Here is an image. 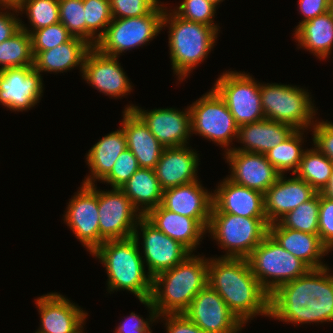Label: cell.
Wrapping results in <instances>:
<instances>
[{
  "mask_svg": "<svg viewBox=\"0 0 333 333\" xmlns=\"http://www.w3.org/2000/svg\"><path fill=\"white\" fill-rule=\"evenodd\" d=\"M328 266L309 269L278 287L269 298V317L294 324L333 322V275Z\"/></svg>",
  "mask_w": 333,
  "mask_h": 333,
  "instance_id": "cell-1",
  "label": "cell"
},
{
  "mask_svg": "<svg viewBox=\"0 0 333 333\" xmlns=\"http://www.w3.org/2000/svg\"><path fill=\"white\" fill-rule=\"evenodd\" d=\"M207 284L222 297L242 324L259 314L269 317L270 295L252 273L247 259H208Z\"/></svg>",
  "mask_w": 333,
  "mask_h": 333,
  "instance_id": "cell-2",
  "label": "cell"
},
{
  "mask_svg": "<svg viewBox=\"0 0 333 333\" xmlns=\"http://www.w3.org/2000/svg\"><path fill=\"white\" fill-rule=\"evenodd\" d=\"M137 228L138 225L133 237L106 240L91 254L105 266L109 291L128 290L139 300H144L151 297L153 277L145 271Z\"/></svg>",
  "mask_w": 333,
  "mask_h": 333,
  "instance_id": "cell-3",
  "label": "cell"
},
{
  "mask_svg": "<svg viewBox=\"0 0 333 333\" xmlns=\"http://www.w3.org/2000/svg\"><path fill=\"white\" fill-rule=\"evenodd\" d=\"M208 281V259L189 255L153 277L151 301L157 316L183 313Z\"/></svg>",
  "mask_w": 333,
  "mask_h": 333,
  "instance_id": "cell-4",
  "label": "cell"
},
{
  "mask_svg": "<svg viewBox=\"0 0 333 333\" xmlns=\"http://www.w3.org/2000/svg\"><path fill=\"white\" fill-rule=\"evenodd\" d=\"M165 7L162 28L169 27V49L172 69L179 80L188 77L192 69L201 63L216 43L219 30L212 26L188 21ZM168 23V25H167Z\"/></svg>",
  "mask_w": 333,
  "mask_h": 333,
  "instance_id": "cell-5",
  "label": "cell"
},
{
  "mask_svg": "<svg viewBox=\"0 0 333 333\" xmlns=\"http://www.w3.org/2000/svg\"><path fill=\"white\" fill-rule=\"evenodd\" d=\"M226 254L222 258H247L269 234L267 218H247L211 213L207 230Z\"/></svg>",
  "mask_w": 333,
  "mask_h": 333,
  "instance_id": "cell-6",
  "label": "cell"
},
{
  "mask_svg": "<svg viewBox=\"0 0 333 333\" xmlns=\"http://www.w3.org/2000/svg\"><path fill=\"white\" fill-rule=\"evenodd\" d=\"M246 259L252 273L269 295L310 269L302 260L285 250L270 234Z\"/></svg>",
  "mask_w": 333,
  "mask_h": 333,
  "instance_id": "cell-7",
  "label": "cell"
},
{
  "mask_svg": "<svg viewBox=\"0 0 333 333\" xmlns=\"http://www.w3.org/2000/svg\"><path fill=\"white\" fill-rule=\"evenodd\" d=\"M260 96L265 119L288 124L302 132L314 125L313 116L318 109H314L309 92L304 89L277 83L260 84Z\"/></svg>",
  "mask_w": 333,
  "mask_h": 333,
  "instance_id": "cell-8",
  "label": "cell"
},
{
  "mask_svg": "<svg viewBox=\"0 0 333 333\" xmlns=\"http://www.w3.org/2000/svg\"><path fill=\"white\" fill-rule=\"evenodd\" d=\"M164 12L161 4L147 15L113 19L94 47L105 55L119 57L122 52L143 46L162 30Z\"/></svg>",
  "mask_w": 333,
  "mask_h": 333,
  "instance_id": "cell-9",
  "label": "cell"
},
{
  "mask_svg": "<svg viewBox=\"0 0 333 333\" xmlns=\"http://www.w3.org/2000/svg\"><path fill=\"white\" fill-rule=\"evenodd\" d=\"M189 107L191 132L198 133L205 139L228 148L226 152L229 151L227 146L238 138L239 126L219 94L212 88Z\"/></svg>",
  "mask_w": 333,
  "mask_h": 333,
  "instance_id": "cell-10",
  "label": "cell"
},
{
  "mask_svg": "<svg viewBox=\"0 0 333 333\" xmlns=\"http://www.w3.org/2000/svg\"><path fill=\"white\" fill-rule=\"evenodd\" d=\"M245 72H225L213 89L224 100L238 126L265 119L261 106L260 83Z\"/></svg>",
  "mask_w": 333,
  "mask_h": 333,
  "instance_id": "cell-11",
  "label": "cell"
},
{
  "mask_svg": "<svg viewBox=\"0 0 333 333\" xmlns=\"http://www.w3.org/2000/svg\"><path fill=\"white\" fill-rule=\"evenodd\" d=\"M98 209L100 245L106 240L134 236L142 215L120 188H112L111 191L98 190Z\"/></svg>",
  "mask_w": 333,
  "mask_h": 333,
  "instance_id": "cell-12",
  "label": "cell"
},
{
  "mask_svg": "<svg viewBox=\"0 0 333 333\" xmlns=\"http://www.w3.org/2000/svg\"><path fill=\"white\" fill-rule=\"evenodd\" d=\"M183 314L206 333H237L242 322L208 284L195 295Z\"/></svg>",
  "mask_w": 333,
  "mask_h": 333,
  "instance_id": "cell-13",
  "label": "cell"
},
{
  "mask_svg": "<svg viewBox=\"0 0 333 333\" xmlns=\"http://www.w3.org/2000/svg\"><path fill=\"white\" fill-rule=\"evenodd\" d=\"M68 203L64 221L90 254L100 246L98 190L82 183Z\"/></svg>",
  "mask_w": 333,
  "mask_h": 333,
  "instance_id": "cell-14",
  "label": "cell"
},
{
  "mask_svg": "<svg viewBox=\"0 0 333 333\" xmlns=\"http://www.w3.org/2000/svg\"><path fill=\"white\" fill-rule=\"evenodd\" d=\"M41 74L34 66L7 68L0 71V103L14 111L30 110L42 96Z\"/></svg>",
  "mask_w": 333,
  "mask_h": 333,
  "instance_id": "cell-15",
  "label": "cell"
},
{
  "mask_svg": "<svg viewBox=\"0 0 333 333\" xmlns=\"http://www.w3.org/2000/svg\"><path fill=\"white\" fill-rule=\"evenodd\" d=\"M143 238V262L147 263L148 274L152 277L175 267L192 252L179 241L157 229L144 216L138 224Z\"/></svg>",
  "mask_w": 333,
  "mask_h": 333,
  "instance_id": "cell-16",
  "label": "cell"
},
{
  "mask_svg": "<svg viewBox=\"0 0 333 333\" xmlns=\"http://www.w3.org/2000/svg\"><path fill=\"white\" fill-rule=\"evenodd\" d=\"M125 110H133L165 148L186 146L192 134L190 107L187 111L156 108L147 112L138 106L127 105Z\"/></svg>",
  "mask_w": 333,
  "mask_h": 333,
  "instance_id": "cell-17",
  "label": "cell"
},
{
  "mask_svg": "<svg viewBox=\"0 0 333 333\" xmlns=\"http://www.w3.org/2000/svg\"><path fill=\"white\" fill-rule=\"evenodd\" d=\"M83 79L111 97H122L132 90L131 83L118 62V57L101 53L92 46L83 62Z\"/></svg>",
  "mask_w": 333,
  "mask_h": 333,
  "instance_id": "cell-18",
  "label": "cell"
},
{
  "mask_svg": "<svg viewBox=\"0 0 333 333\" xmlns=\"http://www.w3.org/2000/svg\"><path fill=\"white\" fill-rule=\"evenodd\" d=\"M225 153L232 170L227 178L241 186L264 194L281 175L267 160L265 154L238 150Z\"/></svg>",
  "mask_w": 333,
  "mask_h": 333,
  "instance_id": "cell-19",
  "label": "cell"
},
{
  "mask_svg": "<svg viewBox=\"0 0 333 333\" xmlns=\"http://www.w3.org/2000/svg\"><path fill=\"white\" fill-rule=\"evenodd\" d=\"M35 301L41 319L36 333H77L83 328L88 313L63 295L49 293Z\"/></svg>",
  "mask_w": 333,
  "mask_h": 333,
  "instance_id": "cell-20",
  "label": "cell"
},
{
  "mask_svg": "<svg viewBox=\"0 0 333 333\" xmlns=\"http://www.w3.org/2000/svg\"><path fill=\"white\" fill-rule=\"evenodd\" d=\"M198 180L163 191L161 206L196 219L206 230L213 207V193L204 190Z\"/></svg>",
  "mask_w": 333,
  "mask_h": 333,
  "instance_id": "cell-21",
  "label": "cell"
},
{
  "mask_svg": "<svg viewBox=\"0 0 333 333\" xmlns=\"http://www.w3.org/2000/svg\"><path fill=\"white\" fill-rule=\"evenodd\" d=\"M277 181L264 193V213L269 224L278 222L287 213L312 199L317 192L304 180L294 176Z\"/></svg>",
  "mask_w": 333,
  "mask_h": 333,
  "instance_id": "cell-22",
  "label": "cell"
},
{
  "mask_svg": "<svg viewBox=\"0 0 333 333\" xmlns=\"http://www.w3.org/2000/svg\"><path fill=\"white\" fill-rule=\"evenodd\" d=\"M211 213H229L247 218H266L264 194L225 178L213 193Z\"/></svg>",
  "mask_w": 333,
  "mask_h": 333,
  "instance_id": "cell-23",
  "label": "cell"
},
{
  "mask_svg": "<svg viewBox=\"0 0 333 333\" xmlns=\"http://www.w3.org/2000/svg\"><path fill=\"white\" fill-rule=\"evenodd\" d=\"M198 154L189 147L164 148L154 168L162 190L192 183L197 179Z\"/></svg>",
  "mask_w": 333,
  "mask_h": 333,
  "instance_id": "cell-24",
  "label": "cell"
},
{
  "mask_svg": "<svg viewBox=\"0 0 333 333\" xmlns=\"http://www.w3.org/2000/svg\"><path fill=\"white\" fill-rule=\"evenodd\" d=\"M123 113L121 127L127 148L137 158L140 168L154 170L165 147L133 110H124Z\"/></svg>",
  "mask_w": 333,
  "mask_h": 333,
  "instance_id": "cell-25",
  "label": "cell"
},
{
  "mask_svg": "<svg viewBox=\"0 0 333 333\" xmlns=\"http://www.w3.org/2000/svg\"><path fill=\"white\" fill-rule=\"evenodd\" d=\"M269 234L288 252L302 260L310 269L325 267L322 256L329 250L319 234H310L283 227L279 222L269 224Z\"/></svg>",
  "mask_w": 333,
  "mask_h": 333,
  "instance_id": "cell-26",
  "label": "cell"
},
{
  "mask_svg": "<svg viewBox=\"0 0 333 333\" xmlns=\"http://www.w3.org/2000/svg\"><path fill=\"white\" fill-rule=\"evenodd\" d=\"M144 217L191 252L199 245L202 236L206 233V229L196 219L176 214L161 205L149 210Z\"/></svg>",
  "mask_w": 333,
  "mask_h": 333,
  "instance_id": "cell-27",
  "label": "cell"
},
{
  "mask_svg": "<svg viewBox=\"0 0 333 333\" xmlns=\"http://www.w3.org/2000/svg\"><path fill=\"white\" fill-rule=\"evenodd\" d=\"M295 130L288 124L269 119L244 124L239 126L237 138L244 147H231L230 150L266 154L285 141Z\"/></svg>",
  "mask_w": 333,
  "mask_h": 333,
  "instance_id": "cell-28",
  "label": "cell"
},
{
  "mask_svg": "<svg viewBox=\"0 0 333 333\" xmlns=\"http://www.w3.org/2000/svg\"><path fill=\"white\" fill-rule=\"evenodd\" d=\"M91 47L84 39L73 36L69 41L50 50L40 51L34 57V69L39 73H63L80 65L82 72L84 58Z\"/></svg>",
  "mask_w": 333,
  "mask_h": 333,
  "instance_id": "cell-29",
  "label": "cell"
},
{
  "mask_svg": "<svg viewBox=\"0 0 333 333\" xmlns=\"http://www.w3.org/2000/svg\"><path fill=\"white\" fill-rule=\"evenodd\" d=\"M126 149V137L122 127L100 139L86 155L91 175L85 178L83 184L93 185L97 179L102 181L111 172L116 160Z\"/></svg>",
  "mask_w": 333,
  "mask_h": 333,
  "instance_id": "cell-30",
  "label": "cell"
},
{
  "mask_svg": "<svg viewBox=\"0 0 333 333\" xmlns=\"http://www.w3.org/2000/svg\"><path fill=\"white\" fill-rule=\"evenodd\" d=\"M300 47L319 59L328 58L333 48V14L328 12L301 23L295 30Z\"/></svg>",
  "mask_w": 333,
  "mask_h": 333,
  "instance_id": "cell-31",
  "label": "cell"
},
{
  "mask_svg": "<svg viewBox=\"0 0 333 333\" xmlns=\"http://www.w3.org/2000/svg\"><path fill=\"white\" fill-rule=\"evenodd\" d=\"M120 189L142 216L161 205L163 190L153 169L139 168Z\"/></svg>",
  "mask_w": 333,
  "mask_h": 333,
  "instance_id": "cell-32",
  "label": "cell"
},
{
  "mask_svg": "<svg viewBox=\"0 0 333 333\" xmlns=\"http://www.w3.org/2000/svg\"><path fill=\"white\" fill-rule=\"evenodd\" d=\"M333 171V163L317 148L305 150L294 175L307 182L320 193L327 185Z\"/></svg>",
  "mask_w": 333,
  "mask_h": 333,
  "instance_id": "cell-33",
  "label": "cell"
},
{
  "mask_svg": "<svg viewBox=\"0 0 333 333\" xmlns=\"http://www.w3.org/2000/svg\"><path fill=\"white\" fill-rule=\"evenodd\" d=\"M33 65L31 36L28 32L20 29L12 37L0 43V71Z\"/></svg>",
  "mask_w": 333,
  "mask_h": 333,
  "instance_id": "cell-34",
  "label": "cell"
},
{
  "mask_svg": "<svg viewBox=\"0 0 333 333\" xmlns=\"http://www.w3.org/2000/svg\"><path fill=\"white\" fill-rule=\"evenodd\" d=\"M302 134L301 130H295L285 141L265 154L281 175H285L284 172L288 170H292L293 174L297 171L305 152L301 147Z\"/></svg>",
  "mask_w": 333,
  "mask_h": 333,
  "instance_id": "cell-35",
  "label": "cell"
},
{
  "mask_svg": "<svg viewBox=\"0 0 333 333\" xmlns=\"http://www.w3.org/2000/svg\"><path fill=\"white\" fill-rule=\"evenodd\" d=\"M83 6L86 22V42L91 46H95L113 20L110 1L83 0ZM98 31L99 33H97Z\"/></svg>",
  "mask_w": 333,
  "mask_h": 333,
  "instance_id": "cell-36",
  "label": "cell"
},
{
  "mask_svg": "<svg viewBox=\"0 0 333 333\" xmlns=\"http://www.w3.org/2000/svg\"><path fill=\"white\" fill-rule=\"evenodd\" d=\"M320 193L287 213L278 222L285 228L318 234Z\"/></svg>",
  "mask_w": 333,
  "mask_h": 333,
  "instance_id": "cell-37",
  "label": "cell"
},
{
  "mask_svg": "<svg viewBox=\"0 0 333 333\" xmlns=\"http://www.w3.org/2000/svg\"><path fill=\"white\" fill-rule=\"evenodd\" d=\"M23 10L28 15L33 31L60 22L59 0H22L15 13H23Z\"/></svg>",
  "mask_w": 333,
  "mask_h": 333,
  "instance_id": "cell-38",
  "label": "cell"
},
{
  "mask_svg": "<svg viewBox=\"0 0 333 333\" xmlns=\"http://www.w3.org/2000/svg\"><path fill=\"white\" fill-rule=\"evenodd\" d=\"M21 29L28 32L31 36L32 53L34 57L40 51L50 50L69 41L73 37L61 22L32 31L21 21Z\"/></svg>",
  "mask_w": 333,
  "mask_h": 333,
  "instance_id": "cell-39",
  "label": "cell"
},
{
  "mask_svg": "<svg viewBox=\"0 0 333 333\" xmlns=\"http://www.w3.org/2000/svg\"><path fill=\"white\" fill-rule=\"evenodd\" d=\"M59 19L73 36L86 41L83 0H59Z\"/></svg>",
  "mask_w": 333,
  "mask_h": 333,
  "instance_id": "cell-40",
  "label": "cell"
},
{
  "mask_svg": "<svg viewBox=\"0 0 333 333\" xmlns=\"http://www.w3.org/2000/svg\"><path fill=\"white\" fill-rule=\"evenodd\" d=\"M216 8V5L207 0H183L173 11L185 20L212 26L218 30L219 26L213 21Z\"/></svg>",
  "mask_w": 333,
  "mask_h": 333,
  "instance_id": "cell-41",
  "label": "cell"
},
{
  "mask_svg": "<svg viewBox=\"0 0 333 333\" xmlns=\"http://www.w3.org/2000/svg\"><path fill=\"white\" fill-rule=\"evenodd\" d=\"M139 168L137 158L127 148L120 154L111 172L102 182H107L112 188H121Z\"/></svg>",
  "mask_w": 333,
  "mask_h": 333,
  "instance_id": "cell-42",
  "label": "cell"
},
{
  "mask_svg": "<svg viewBox=\"0 0 333 333\" xmlns=\"http://www.w3.org/2000/svg\"><path fill=\"white\" fill-rule=\"evenodd\" d=\"M113 19L140 17L150 14L158 6V0H109Z\"/></svg>",
  "mask_w": 333,
  "mask_h": 333,
  "instance_id": "cell-43",
  "label": "cell"
},
{
  "mask_svg": "<svg viewBox=\"0 0 333 333\" xmlns=\"http://www.w3.org/2000/svg\"><path fill=\"white\" fill-rule=\"evenodd\" d=\"M318 234L322 243L330 250L333 249V200L320 194L318 216Z\"/></svg>",
  "mask_w": 333,
  "mask_h": 333,
  "instance_id": "cell-44",
  "label": "cell"
},
{
  "mask_svg": "<svg viewBox=\"0 0 333 333\" xmlns=\"http://www.w3.org/2000/svg\"><path fill=\"white\" fill-rule=\"evenodd\" d=\"M313 144L333 163V123L316 122L313 126Z\"/></svg>",
  "mask_w": 333,
  "mask_h": 333,
  "instance_id": "cell-45",
  "label": "cell"
},
{
  "mask_svg": "<svg viewBox=\"0 0 333 333\" xmlns=\"http://www.w3.org/2000/svg\"><path fill=\"white\" fill-rule=\"evenodd\" d=\"M139 301L150 310L149 313L151 316L149 315V321L148 319L145 321L143 318L139 317V315L131 312L130 316L125 318L124 322L120 323V325L115 329V332H131L136 331V329H150V322L155 321L158 318L155 308L150 298Z\"/></svg>",
  "mask_w": 333,
  "mask_h": 333,
  "instance_id": "cell-46",
  "label": "cell"
},
{
  "mask_svg": "<svg viewBox=\"0 0 333 333\" xmlns=\"http://www.w3.org/2000/svg\"><path fill=\"white\" fill-rule=\"evenodd\" d=\"M162 316L166 320L167 333H206L183 313L163 314L157 317Z\"/></svg>",
  "mask_w": 333,
  "mask_h": 333,
  "instance_id": "cell-47",
  "label": "cell"
},
{
  "mask_svg": "<svg viewBox=\"0 0 333 333\" xmlns=\"http://www.w3.org/2000/svg\"><path fill=\"white\" fill-rule=\"evenodd\" d=\"M331 0H299V9L301 14L305 17L297 27L310 19L322 15L330 10Z\"/></svg>",
  "mask_w": 333,
  "mask_h": 333,
  "instance_id": "cell-48",
  "label": "cell"
},
{
  "mask_svg": "<svg viewBox=\"0 0 333 333\" xmlns=\"http://www.w3.org/2000/svg\"><path fill=\"white\" fill-rule=\"evenodd\" d=\"M6 12H0V43L12 37L21 29V20H19L13 13L7 12L10 10H17L16 7H2ZM1 10V9H0Z\"/></svg>",
  "mask_w": 333,
  "mask_h": 333,
  "instance_id": "cell-49",
  "label": "cell"
},
{
  "mask_svg": "<svg viewBox=\"0 0 333 333\" xmlns=\"http://www.w3.org/2000/svg\"><path fill=\"white\" fill-rule=\"evenodd\" d=\"M320 194L330 200H333V171L327 185L323 188Z\"/></svg>",
  "mask_w": 333,
  "mask_h": 333,
  "instance_id": "cell-50",
  "label": "cell"
},
{
  "mask_svg": "<svg viewBox=\"0 0 333 333\" xmlns=\"http://www.w3.org/2000/svg\"><path fill=\"white\" fill-rule=\"evenodd\" d=\"M22 0H0L1 7H18L21 4Z\"/></svg>",
  "mask_w": 333,
  "mask_h": 333,
  "instance_id": "cell-51",
  "label": "cell"
},
{
  "mask_svg": "<svg viewBox=\"0 0 333 333\" xmlns=\"http://www.w3.org/2000/svg\"><path fill=\"white\" fill-rule=\"evenodd\" d=\"M115 333H152L151 329H136V331L131 332H115Z\"/></svg>",
  "mask_w": 333,
  "mask_h": 333,
  "instance_id": "cell-52",
  "label": "cell"
},
{
  "mask_svg": "<svg viewBox=\"0 0 333 333\" xmlns=\"http://www.w3.org/2000/svg\"><path fill=\"white\" fill-rule=\"evenodd\" d=\"M207 1H210L211 3H213L216 6L219 4V2H223V0H207Z\"/></svg>",
  "mask_w": 333,
  "mask_h": 333,
  "instance_id": "cell-53",
  "label": "cell"
},
{
  "mask_svg": "<svg viewBox=\"0 0 333 333\" xmlns=\"http://www.w3.org/2000/svg\"><path fill=\"white\" fill-rule=\"evenodd\" d=\"M330 11H331L332 14H333V0H331V2H330Z\"/></svg>",
  "mask_w": 333,
  "mask_h": 333,
  "instance_id": "cell-54",
  "label": "cell"
},
{
  "mask_svg": "<svg viewBox=\"0 0 333 333\" xmlns=\"http://www.w3.org/2000/svg\"><path fill=\"white\" fill-rule=\"evenodd\" d=\"M82 330H83V329H80L77 333H83Z\"/></svg>",
  "mask_w": 333,
  "mask_h": 333,
  "instance_id": "cell-55",
  "label": "cell"
}]
</instances>
